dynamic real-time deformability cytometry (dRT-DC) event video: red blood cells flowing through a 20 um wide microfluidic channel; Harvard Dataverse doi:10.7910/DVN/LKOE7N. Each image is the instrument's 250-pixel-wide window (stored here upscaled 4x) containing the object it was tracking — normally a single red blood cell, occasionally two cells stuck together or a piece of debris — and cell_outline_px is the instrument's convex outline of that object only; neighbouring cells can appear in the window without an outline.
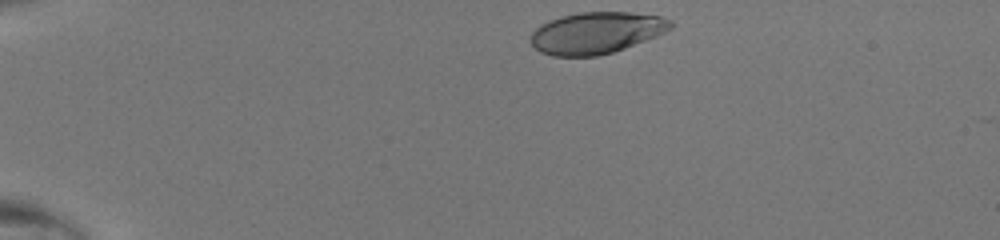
{"species": "human", "species_latin": "Homo sapiens", "temperature_condition": "room temperature", "stored_images_in_passage": 34, "camera_frame_rate_fps": 3000, "um_per_image_px": 0.085, "donor": {"sex": "male"}, "frame": {"image": 1, "passage_image": 1, "time_ms": 0.0, "image_size_px": [1000, 240], "cell_outline_px": [[672, 28], [656, 36], [624, 48], [612, 52], [596, 56], [552, 56], [540, 52], [532, 44], [532, 32], [540, 24], [548, 20], [560, 16], [580, 12], [632, 12], [660, 16], [672, 20]], "centroid_in_image_um": [50.68, 2.78], "position_along_channel_um": 34.3, "area_um2": 33.87}}
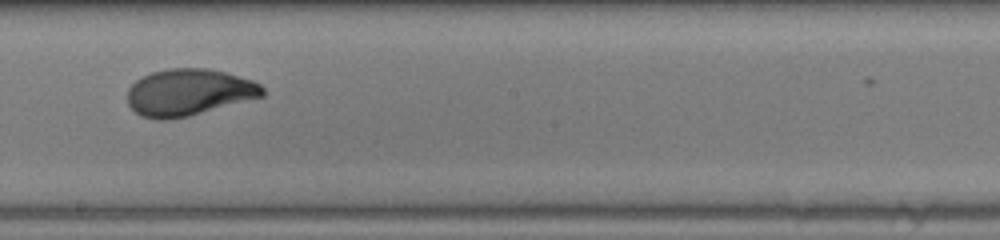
{"frame": {"image": 2, "passage_image": 20, "time_ms": 6.333, "image_size_px": [1000, 240], "cell_outline_px": [[264, 96], [188, 116], [164, 120], [156, 120], [140, 116], [128, 104], [128, 88], [136, 80], [152, 72], [168, 68], [208, 68], [224, 72], [252, 80], [260, 84], [264, 88]], "centroid_in_image_um": [16.03, 7.85], "position_along_channel_um": 232.2, "area_um2": 36.7}}
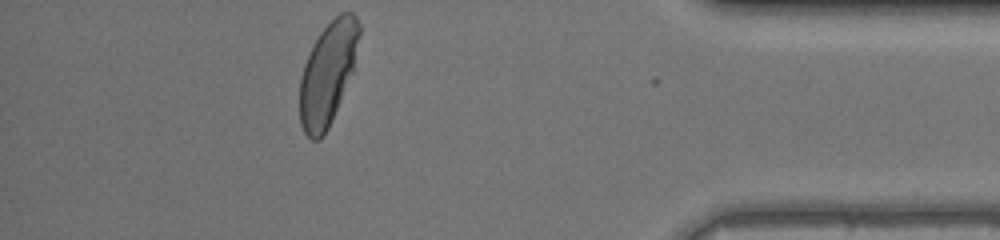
{"frame": {"image": 3, "passage_image": 34, "time_ms": 11.0, "image_size_px": [1000, 240], "cell_outline_px": [[360, 32], [352, 72], [328, 128], [324, 136], [320, 140], [312, 140], [304, 132], [300, 124], [300, 80], [304, 64], [320, 32], [340, 12], [352, 12], [356, 16], [360, 24]], "centroid_in_image_um": [27.85, 6.25], "position_along_channel_um": 407.3, "area_um2": 34.97}}